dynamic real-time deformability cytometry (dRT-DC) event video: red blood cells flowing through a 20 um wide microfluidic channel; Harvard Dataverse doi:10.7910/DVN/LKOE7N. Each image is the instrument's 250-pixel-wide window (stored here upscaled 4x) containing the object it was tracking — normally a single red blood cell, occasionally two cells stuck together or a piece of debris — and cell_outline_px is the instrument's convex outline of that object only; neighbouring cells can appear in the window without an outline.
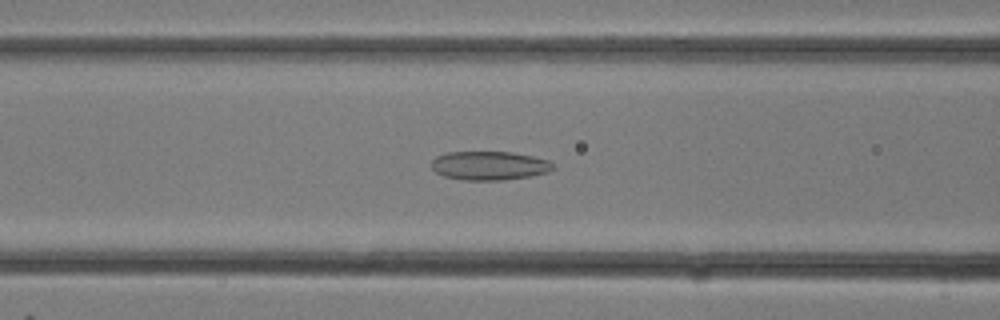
{"species": "common noctule bat (a hibernating species)", "species_latin": "Nyctalus noctula", "temperature_condition": "room temperature", "stored_images_in_passage": 28, "camera_frame_rate_fps": 3000, "um_per_image_px": 0.085, "animal": {"sex": "female"}, "frame": {"image": 1, "passage_image": 11, "time_ms": 3.333, "image_size_px": [1000, 320], "cell_outline_px": [[556, 168], [548, 172], [528, 176], [504, 180], [464, 180], [444, 176], [436, 172], [432, 168], [432, 160], [436, 156], [448, 152], [512, 152], [532, 156], [548, 160]], "centroid_in_image_um": [41.59, 14.08], "position_along_channel_um": 125.0, "area_um2": 20.35}}
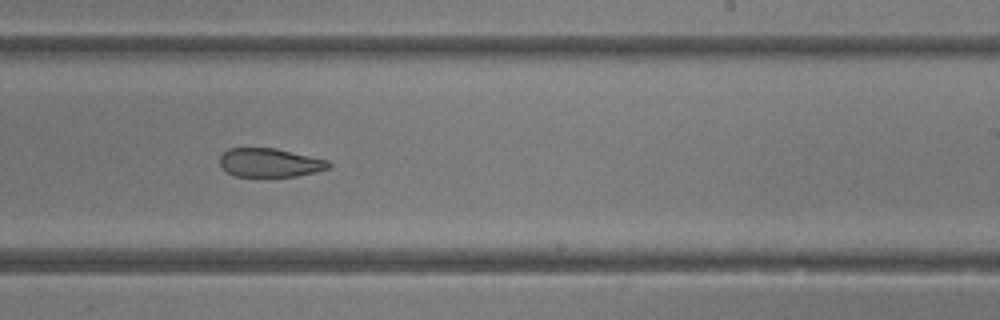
{"frame": {"image": 2, "passage_image": 17, "time_ms": 5.333, "image_size_px": [1000, 320], "cell_outline_px": [[332, 164], [328, 168], [316, 172], [296, 176], [236, 176], [228, 172], [220, 164], [220, 156], [228, 148], [276, 148], [328, 160]], "centroid_in_image_um": [22.95, 13.82], "position_along_channel_um": 266.0, "area_um2": 18.09}}
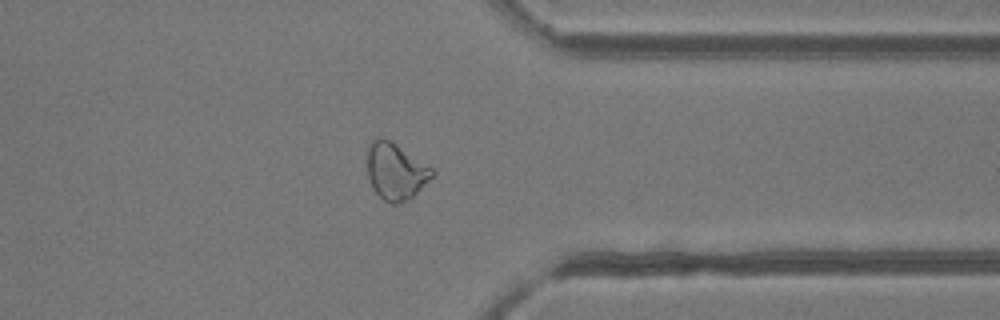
{"frame": {"image": 3, "passage_image": 22, "time_ms": 7.0, "image_size_px": [1000, 320], "cell_outline_px": [[436, 172], [408, 200], [396, 204], [392, 204], [384, 200], [372, 188], [368, 180], [368, 144], [376, 136], [388, 140], [396, 144], [432, 168]], "centroid_in_image_um": [33.59, 14.56], "position_along_channel_um": 377.8, "area_um2": 21.1}}